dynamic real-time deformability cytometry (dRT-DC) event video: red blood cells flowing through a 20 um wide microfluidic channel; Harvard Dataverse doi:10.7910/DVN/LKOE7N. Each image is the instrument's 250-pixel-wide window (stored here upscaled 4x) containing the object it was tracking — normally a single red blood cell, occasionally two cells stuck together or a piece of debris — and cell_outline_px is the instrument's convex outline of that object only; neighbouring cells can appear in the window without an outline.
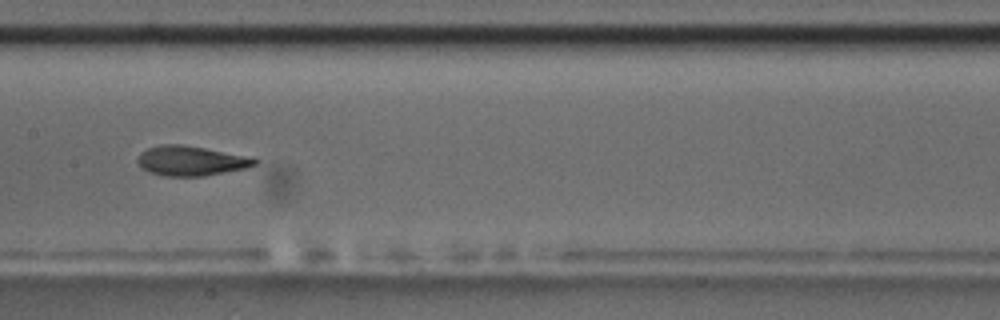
{"species": "common noctule bat (a hibernating species)", "species_latin": "Nyctalus noctula", "temperature_condition": "room temperature", "stored_images_in_passage": 8, "camera_frame_rate_fps": 3000, "um_per_image_px": 0.085, "animal": {"sex": "male", "body_mass_g": 17.5, "forearm_length_mm": 52.3}, "frame": {"image": 1, "passage_image": 7, "time_ms": 8.0, "image_size_px": [1000, 320], "cell_outline_px": [[260, 160], [256, 164], [244, 168], [204, 176], [164, 176], [148, 172], [136, 160], [140, 152], [148, 148], [160, 144], [184, 144], [252, 156]], "centroid_in_image_um": [16.25, 13.65], "position_along_channel_um": 191.1, "area_um2": 20.52}}